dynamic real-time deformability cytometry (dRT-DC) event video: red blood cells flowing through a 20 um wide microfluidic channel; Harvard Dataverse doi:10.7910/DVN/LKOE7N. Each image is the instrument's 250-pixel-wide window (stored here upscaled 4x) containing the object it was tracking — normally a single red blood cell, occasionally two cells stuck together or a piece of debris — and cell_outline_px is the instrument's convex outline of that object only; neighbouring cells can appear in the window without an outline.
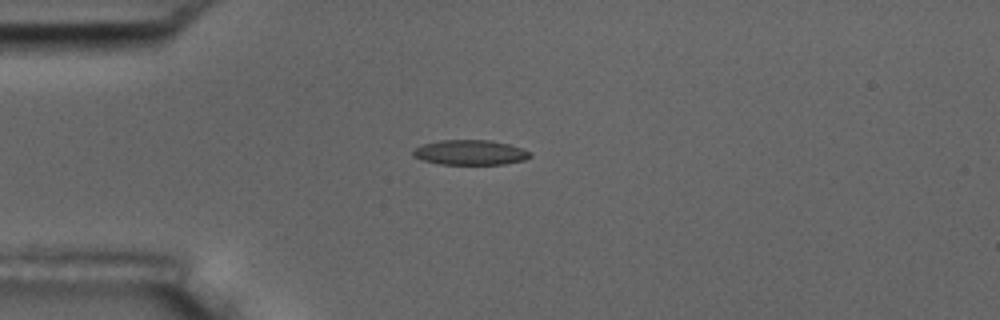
{"species": "common noctule bat (a hibernating species)", "species_latin": "Nyctalus noctula", "temperature_condition": "room temperature", "stored_images_in_passage": 10, "camera_frame_rate_fps": 3000, "um_per_image_px": 0.085, "animal": {"sex": "male", "body_mass_g": 17.5, "forearm_length_mm": 52.3}, "frame": {"image": 1, "passage_image": 4, "time_ms": 1.0, "image_size_px": [1000, 320], "cell_outline_px": [[532, 156], [524, 160], [504, 164], [440, 164], [424, 160], [412, 156], [412, 152], [416, 148], [424, 144], [440, 140], [492, 140], [524, 148], [532, 152]], "centroid_in_image_um": [40.02, 12.95], "position_along_channel_um": 45.0, "area_um2": 17.05}}
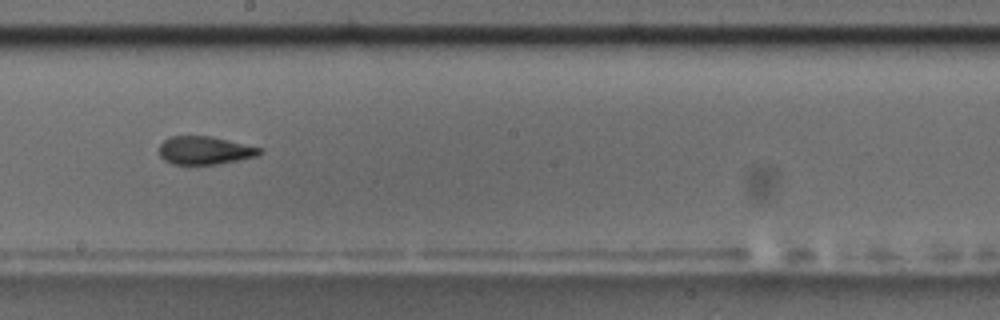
{"frame": {"image": 2, "passage_image": 9, "time_ms": 2.667, "image_size_px": [1000, 320], "cell_outline_px": [[264, 152], [260, 156], [216, 164], [172, 164], [164, 160], [160, 156], [160, 144], [164, 140], [172, 136], [212, 136], [264, 148]], "centroid_in_image_um": [17.47, 12.78], "position_along_channel_um": 230.7, "area_um2": 16.65}}